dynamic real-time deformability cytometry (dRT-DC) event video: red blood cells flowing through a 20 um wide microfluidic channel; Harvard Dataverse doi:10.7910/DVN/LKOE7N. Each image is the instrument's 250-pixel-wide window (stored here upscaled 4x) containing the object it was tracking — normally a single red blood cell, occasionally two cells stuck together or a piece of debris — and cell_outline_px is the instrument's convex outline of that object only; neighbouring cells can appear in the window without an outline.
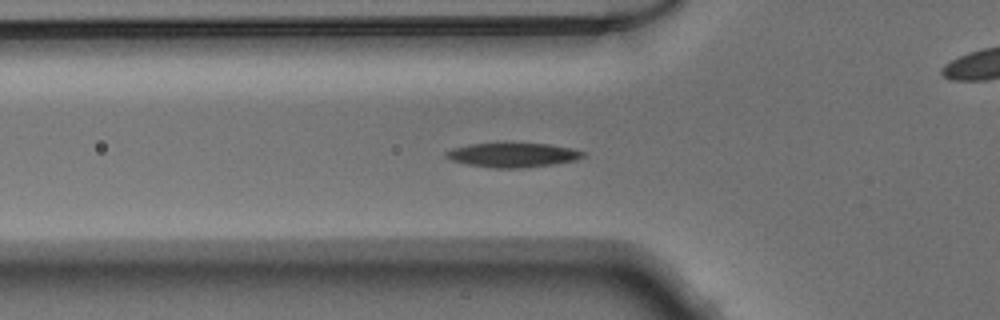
{"species": "Egyptian fruit bat (a non-hibernating species)", "species_latin": "Rousettus aegyptiacus", "temperature_condition": "warm", "stored_images_in_passage": 38, "camera_frame_rate_fps": 3000, "um_per_image_px": 0.085, "animal": {"sex": "male"}, "frame": {"image": 1, "passage_image": 12, "time_ms": 3.667, "image_size_px": [1000, 320], "cell_outline_px": [[588, 156], [576, 160], [552, 164], [520, 168], [496, 168], [468, 164], [452, 160], [444, 156], [444, 152], [452, 148], [468, 144], [548, 144], [572, 148], [584, 152]], "centroid_in_image_um": [43.6, 13.18], "position_along_channel_um": 82.2, "area_um2": 19.19}}
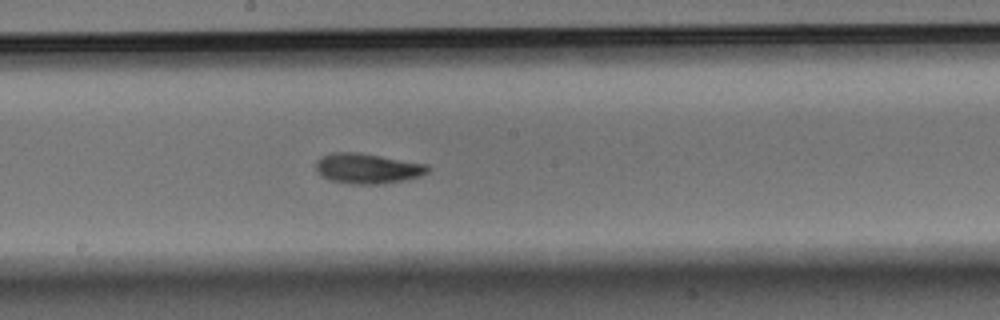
{"frame": {"image": 2, "passage_image": 22, "time_ms": 7.0, "image_size_px": [1000, 320], "cell_outline_px": [[432, 168], [428, 172], [420, 176], [404, 180], [380, 184], [352, 184], [328, 180], [320, 176], [316, 172], [316, 160], [320, 156], [332, 152], [360, 152], [428, 164]], "centroid_in_image_um": [31.21, 14.31], "position_along_channel_um": 217.0, "area_um2": 20.11}}
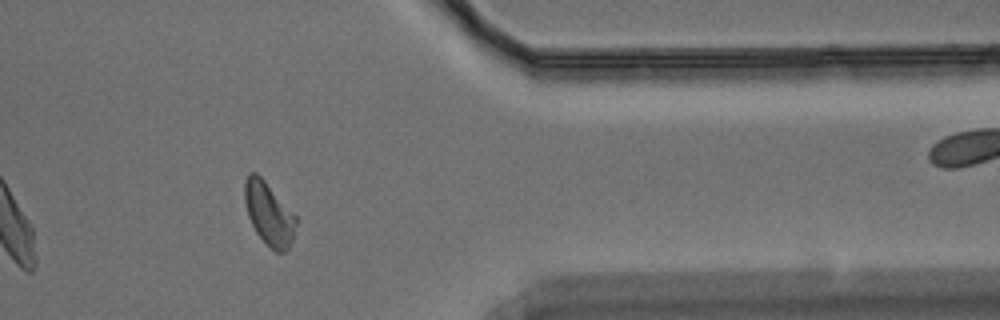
{"frame": {"image": 3, "passage_image": 36, "time_ms": 11.667, "image_size_px": [1000, 320], "cell_outline_px": [[296, 224], [292, 240], [288, 248], [284, 252], [276, 252], [256, 232], [248, 216], [244, 200], [244, 180], [248, 172], [256, 172], [264, 180], [296, 216]], "centroid_in_image_um": [22.83, 18.13], "position_along_channel_um": 388.6, "area_um2": 18.5}}